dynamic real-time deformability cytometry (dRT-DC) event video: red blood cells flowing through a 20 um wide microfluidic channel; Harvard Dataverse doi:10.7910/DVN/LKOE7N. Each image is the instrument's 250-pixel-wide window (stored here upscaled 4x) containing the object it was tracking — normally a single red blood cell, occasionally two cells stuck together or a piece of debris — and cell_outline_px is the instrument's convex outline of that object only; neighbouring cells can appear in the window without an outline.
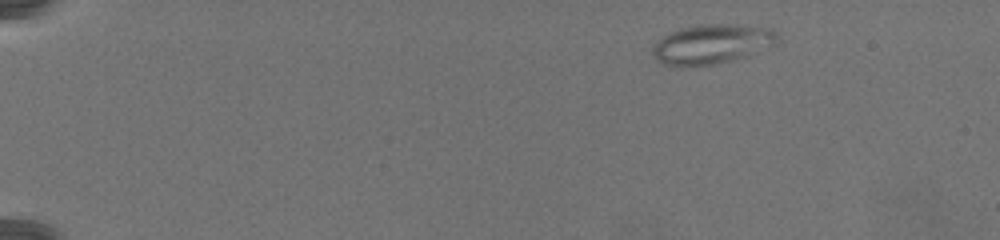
{"species": "common noctule bat (a hibernating species)", "species_latin": "Nyctalus noctula", "temperature_condition": "warm", "stored_images_in_passage": 76, "camera_frame_rate_fps": 3000, "um_per_image_px": 0.085, "animal": {"sex": "female", "body_mass_g": 19.5, "forearm_length_mm": 54.1}, "frame": {"image": 1, "passage_image": 10, "time_ms": 3.0, "image_size_px": [1000, 240], "cell_outline_px": [[780, 36], [776, 44], [748, 56], [716, 64], [664, 64], [656, 60], [652, 52], [652, 48], [668, 32], [680, 28], [700, 24], [736, 24], [772, 28]], "centroid_in_image_um": [60.59, 3.71], "position_along_channel_um": 24.4, "area_um2": 28.55}}
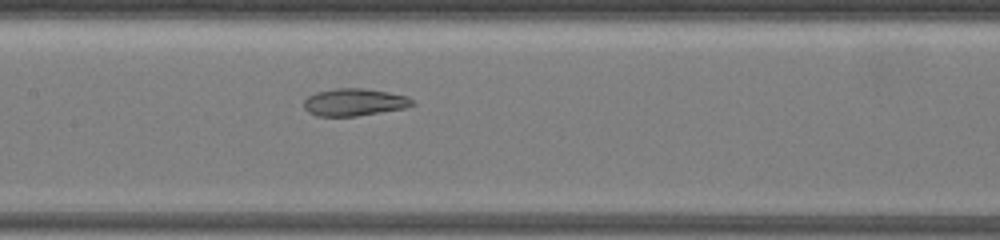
{"frame": {"image": 2, "passage_image": 40, "time_ms": 13.0, "image_size_px": [1000, 240], "cell_outline_px": [[416, 104], [408, 108], [356, 116], [316, 116], [308, 112], [304, 108], [304, 100], [308, 96], [316, 92], [336, 88], [364, 88], [388, 92], [408, 96]], "centroid_in_image_um": [30.14, 8.69], "position_along_channel_um": 177.3, "area_um2": 17.46}}
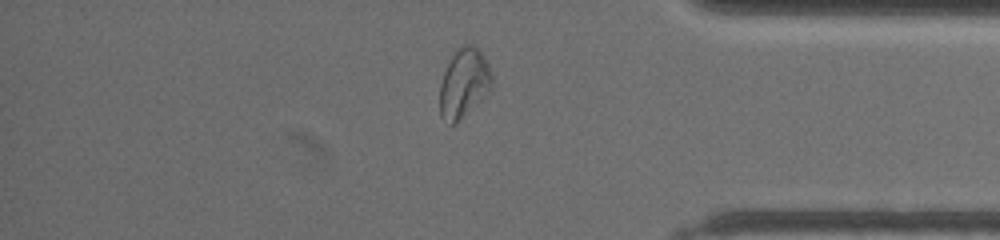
{"frame": {"image": 3, "passage_image": 65, "time_ms": 21.333, "image_size_px": [1000, 240], "cell_outline_px": [[492, 88], [480, 100], [452, 124], [440, 116], [440, 84], [444, 72], [452, 56], [464, 44], [472, 44], [484, 56], [492, 72]], "centroid_in_image_um": [39.44, 7.03], "position_along_channel_um": 395.8, "area_um2": 20.35}}